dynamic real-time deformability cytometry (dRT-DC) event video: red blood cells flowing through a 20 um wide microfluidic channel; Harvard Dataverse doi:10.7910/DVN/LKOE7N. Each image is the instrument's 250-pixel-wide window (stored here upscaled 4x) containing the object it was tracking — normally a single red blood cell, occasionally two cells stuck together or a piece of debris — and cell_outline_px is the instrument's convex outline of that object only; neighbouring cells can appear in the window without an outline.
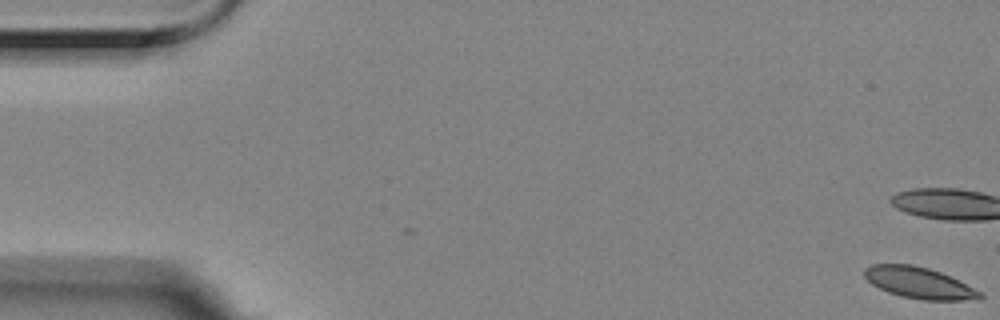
{"species": "Egyptian fruit bat (a non-hibernating species)", "species_latin": "Rousettus aegyptiacus", "temperature_condition": "room temperature", "stored_images_in_passage": 3, "camera_frame_rate_fps": 3000, "um_per_image_px": 0.085, "animal": {"sex": "female"}, "frame": {"image": 1, "passage_image": 3, "time_ms": 0.667, "image_size_px": [1000, 320], "cell_outline_px": [[984, 296], [980, 300], [924, 300], [900, 296], [888, 292], [872, 284], [864, 276], [864, 268], [872, 264], [912, 264], [928, 268], [940, 272], [980, 292]], "centroid_in_image_um": [78.09, 24.04], "position_along_channel_um": 6.9, "area_um2": 20.81}}